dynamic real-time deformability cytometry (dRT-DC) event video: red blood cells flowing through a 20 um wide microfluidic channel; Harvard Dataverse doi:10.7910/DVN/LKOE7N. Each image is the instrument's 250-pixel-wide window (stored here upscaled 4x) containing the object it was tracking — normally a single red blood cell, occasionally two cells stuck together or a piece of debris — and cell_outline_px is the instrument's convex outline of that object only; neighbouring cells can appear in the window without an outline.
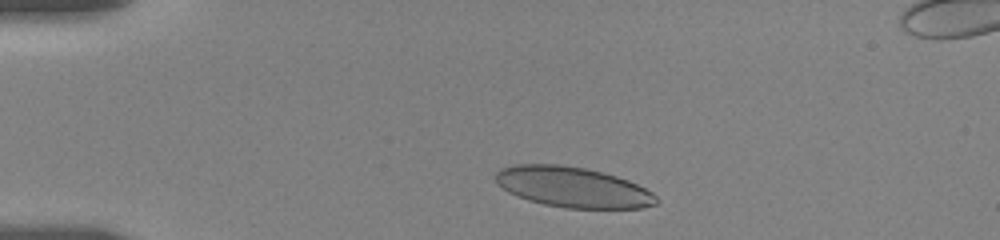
{"species": "human", "species_latin": "Homo sapiens", "temperature_condition": "room temperature", "stored_images_in_passage": 23, "camera_frame_rate_fps": 3000, "um_per_image_px": 0.085, "donor": {"sex": "female"}, "frame": {"image": 1, "passage_image": 3, "time_ms": 1.0, "image_size_px": [1000, 240], "cell_outline_px": [[660, 200], [656, 204], [644, 208], [564, 208], [544, 204], [528, 200], [508, 192], [496, 184], [496, 172], [500, 168], [512, 164], [560, 164], [584, 168], [616, 176], [628, 180], [652, 192]], "centroid_in_image_um": [48.66, 15.91], "position_along_channel_um": 36.3, "area_um2": 37.92}}
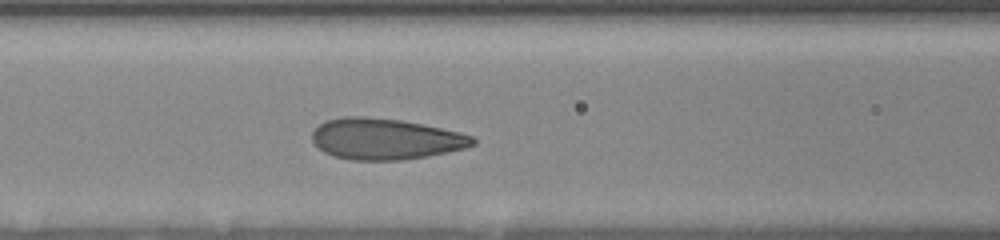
{"frame": {"image": 2, "passage_image": 14, "time_ms": 5.0, "image_size_px": [1000, 240], "cell_outline_px": [[476, 144], [464, 148], [448, 152], [428, 156], [400, 160], [352, 160], [336, 156], [324, 152], [312, 140], [312, 132], [320, 124], [328, 120], [344, 116], [364, 116], [400, 120], [460, 132], [472, 136], [476, 140]], "centroid_in_image_um": [32.77, 11.81], "position_along_channel_um": 133.8, "area_um2": 38.21}}
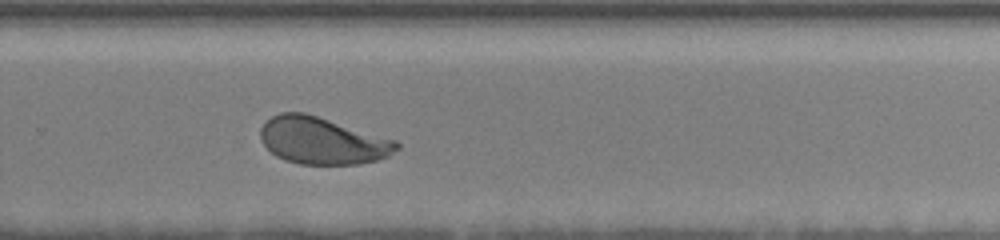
{"frame": {"image": 3, "passage_image": 23, "time_ms": 9.667, "image_size_px": [1000, 240], "cell_outline_px": [[400, 148], [388, 156], [376, 160], [356, 164], [300, 164], [284, 160], [276, 156], [260, 140], [260, 128], [272, 116], [280, 112], [304, 112], [396, 140], [400, 144]], "centroid_in_image_um": [27.39, 11.96], "position_along_channel_um": 302.4, "area_um2": 37.17}}